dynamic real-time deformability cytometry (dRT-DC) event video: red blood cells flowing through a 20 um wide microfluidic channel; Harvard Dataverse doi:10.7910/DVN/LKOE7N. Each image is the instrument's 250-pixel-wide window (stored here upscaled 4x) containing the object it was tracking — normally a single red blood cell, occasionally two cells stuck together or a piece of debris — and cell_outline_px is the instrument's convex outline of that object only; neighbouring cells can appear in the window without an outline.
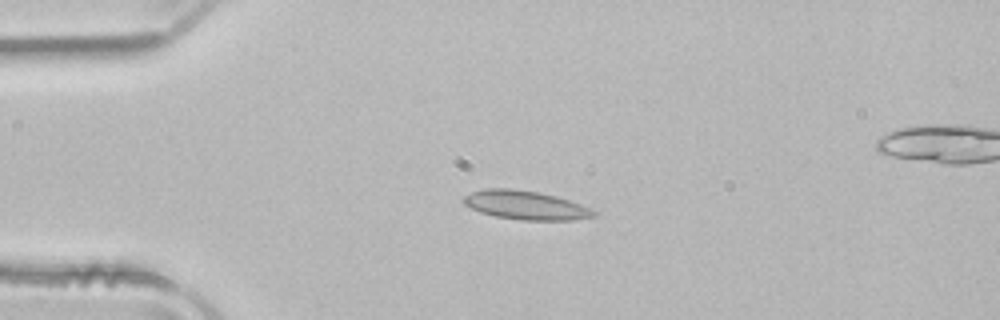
{"species": "common noctule bat (a hibernating species)", "species_latin": "Nyctalus noctula", "temperature_condition": "room temperature", "stored_images_in_passage": 42, "camera_frame_rate_fps": 3000, "um_per_image_px": 0.085, "animal": {"sex": "male", "body_mass_g": 21.5, "forearm_length_mm": 52.0}, "frame": {"image": 1, "passage_image": 2, "time_ms": 0.333, "image_size_px": [1000, 320], "cell_outline_px": [[596, 216], [572, 220], [520, 220], [496, 216], [480, 212], [464, 204], [464, 196], [472, 192], [484, 188], [512, 188], [536, 192], [556, 196], [580, 204], [596, 212]], "centroid_in_image_um": [44.66, 17.44], "position_along_channel_um": 40.3, "area_um2": 21.62}}
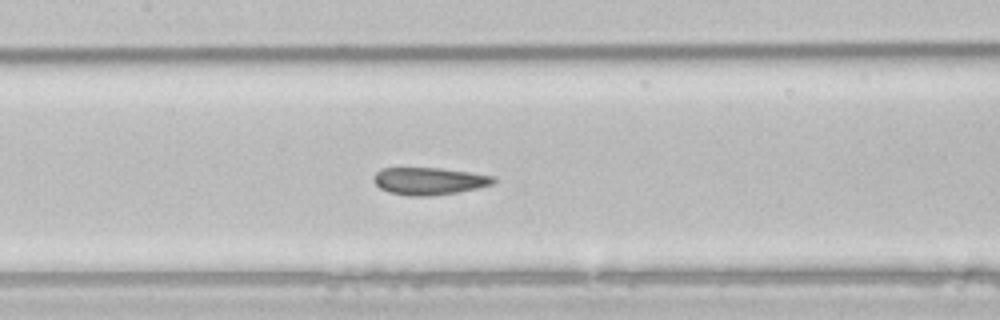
{"frame": {"image": 2, "passage_image": 14, "time_ms": 4.333, "image_size_px": [1000, 320], "cell_outline_px": [[496, 180], [492, 184], [460, 192], [432, 196], [408, 196], [388, 192], [380, 188], [376, 184], [376, 172], [384, 168], [440, 168], [468, 172], [492, 176]], "centroid_in_image_um": [36.48, 15.4], "position_along_channel_um": 170.9, "area_um2": 18.84}}
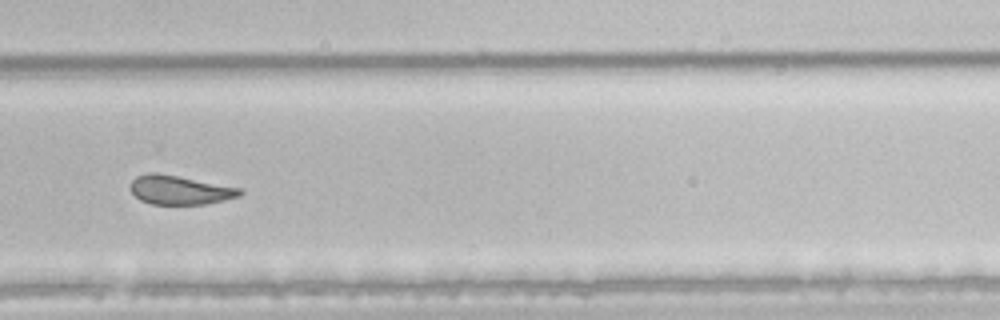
{"frame": {"image": 3, "passage_image": 25, "time_ms": 8.0, "image_size_px": [1000, 320], "cell_outline_px": [[244, 192], [240, 196], [224, 200], [204, 204], [152, 204], [140, 200], [132, 192], [132, 180], [136, 176], [148, 172], [156, 172], [240, 188]], "centroid_in_image_um": [15.28, 16.15], "position_along_channel_um": 314.5, "area_um2": 18.26}}